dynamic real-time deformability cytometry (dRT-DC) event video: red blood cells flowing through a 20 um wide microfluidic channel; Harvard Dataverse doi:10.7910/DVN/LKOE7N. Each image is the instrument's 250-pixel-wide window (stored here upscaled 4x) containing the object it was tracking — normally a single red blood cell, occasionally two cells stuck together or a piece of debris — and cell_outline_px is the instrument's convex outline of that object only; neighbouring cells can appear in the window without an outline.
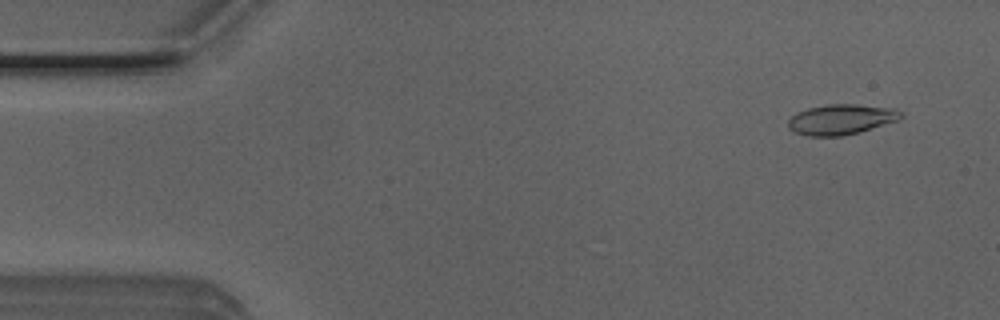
{"species": "Egyptian fruit bat (a non-hibernating species)", "species_latin": "Rousettus aegyptiacus", "temperature_condition": "room temperature", "stored_images_in_passage": 46, "camera_frame_rate_fps": 3000, "um_per_image_px": 0.085, "animal": {"sex": "male"}, "frame": {"image": 1, "passage_image": 4, "time_ms": 1.0, "image_size_px": [1000, 320], "cell_outline_px": [[904, 116], [900, 120], [860, 132], [840, 136], [808, 136], [792, 132], [788, 128], [788, 120], [796, 112], [808, 108], [828, 104], [856, 104], [896, 108], [904, 112]], "centroid_in_image_um": [71.53, 10.15], "position_along_channel_um": 13.5, "area_um2": 20.29}}
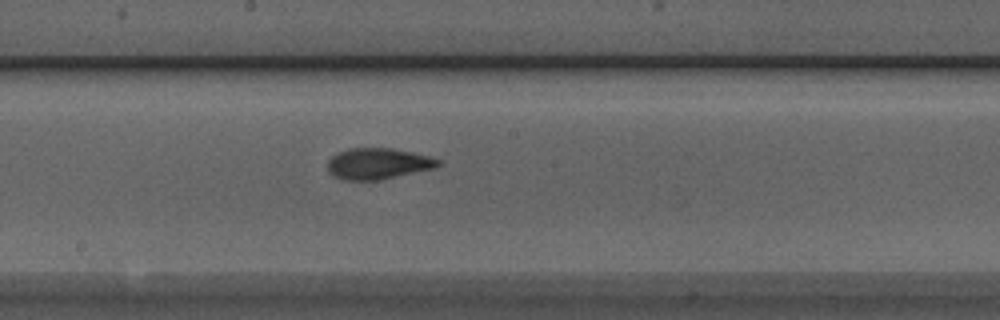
{"frame": {"image": 2, "passage_image": 27, "time_ms": 8.667, "image_size_px": [1000, 320], "cell_outline_px": [[440, 164], [436, 168], [380, 180], [344, 180], [328, 172], [328, 160], [332, 156], [348, 148], [392, 148], [412, 152], [428, 156], [440, 160]], "centroid_in_image_um": [32.14, 13.91], "position_along_channel_um": 216.1, "area_um2": 20.0}}
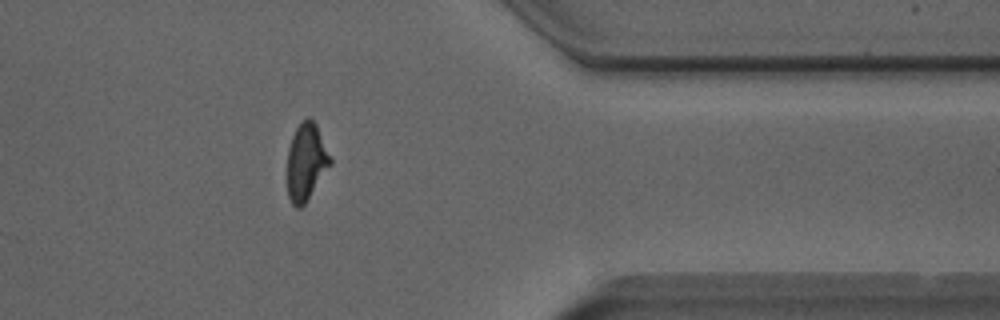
{"frame": {"image": 3, "passage_image": 41, "time_ms": 13.333, "image_size_px": [1000, 320], "cell_outline_px": [[332, 164], [304, 204], [300, 208], [296, 208], [292, 204], [288, 196], [288, 148], [292, 136], [296, 128], [308, 116], [316, 124], [332, 160]], "centroid_in_image_um": [26.03, 13.77], "position_along_channel_um": 385.4, "area_um2": 19.07}, "authors_computed_cell_mechanics": {"area_um2": 19.7676, "velocity_mm_per_s": 4.0231, "shape_relaxation_time_tau1_ms": 4.463, "shape_relaxation_time_tau2_ms": 1.8432, "deformation_change_tau1": 0.1638, "deformation_change_tau2": 0.0817}}